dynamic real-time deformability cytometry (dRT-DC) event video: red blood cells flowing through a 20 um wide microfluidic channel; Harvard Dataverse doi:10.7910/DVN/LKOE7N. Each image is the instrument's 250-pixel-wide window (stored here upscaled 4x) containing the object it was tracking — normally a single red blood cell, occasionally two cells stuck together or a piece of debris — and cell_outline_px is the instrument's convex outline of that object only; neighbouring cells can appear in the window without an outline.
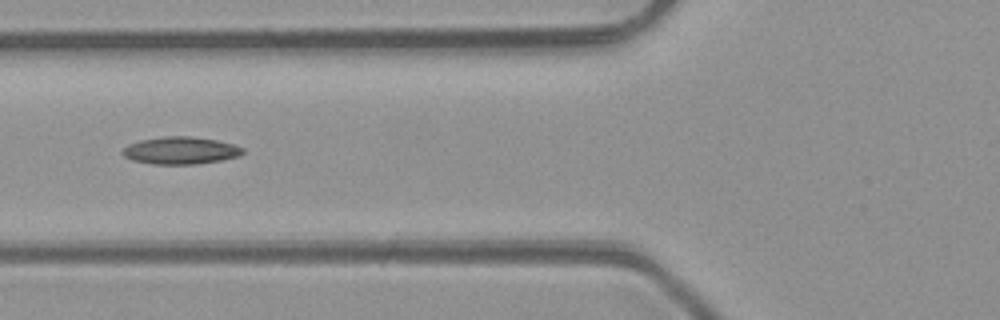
{"species": "common noctule bat (a hibernating species)", "species_latin": "Nyctalus noctula", "temperature_condition": "room temperature", "stored_images_in_passage": 4, "camera_frame_rate_fps": 3000, "um_per_image_px": 0.085, "animal": {"sex": "male", "body_mass_g": 23.1, "forearm_length_mm": 52.7}, "frame": {"image": 1, "passage_image": 4, "time_ms": 3.333, "image_size_px": [1000, 320], "cell_outline_px": [[244, 152], [240, 156], [220, 160], [196, 164], [152, 164], [132, 160], [124, 156], [120, 152], [128, 144], [140, 140], [168, 136], [188, 136], [216, 140], [232, 144], [244, 148]], "centroid_in_image_um": [15.33, 12.8], "position_along_channel_um": 110.5, "area_um2": 19.07}}